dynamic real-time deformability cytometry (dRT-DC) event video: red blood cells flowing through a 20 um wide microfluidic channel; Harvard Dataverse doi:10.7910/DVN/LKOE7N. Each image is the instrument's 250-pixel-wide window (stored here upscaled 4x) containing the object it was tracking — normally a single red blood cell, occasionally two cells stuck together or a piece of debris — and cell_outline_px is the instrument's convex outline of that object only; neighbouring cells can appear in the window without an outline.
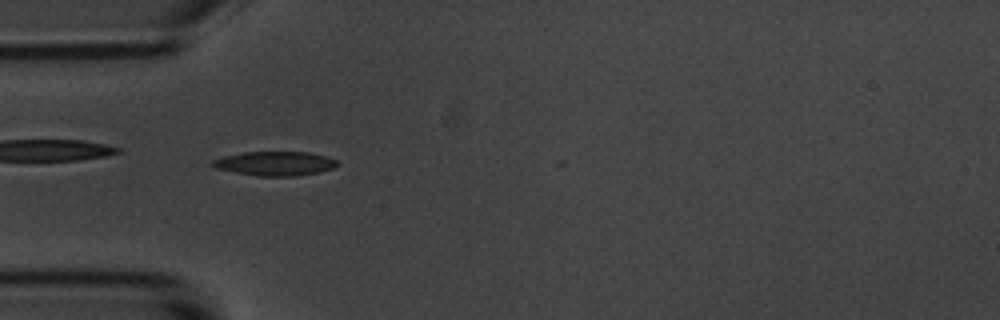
{"species": "common noctule bat (a hibernating species)", "species_latin": "Nyctalus noctula", "temperature_condition": "room temperature", "stored_images_in_passage": 28, "camera_frame_rate_fps": 3000, "um_per_image_px": 0.085, "animal": {"sex": "male", "body_mass_g": 20.1, "forearm_length_mm": 53.5}, "frame": {"image": 1, "passage_image": 5, "time_ms": 1.333, "image_size_px": [1000, 320], "cell_outline_px": [[336, 164], [332, 168], [320, 172], [296, 176], [260, 176], [236, 172], [216, 168], [212, 164], [212, 160], [224, 156], [244, 152], [308, 152], [324, 156], [336, 160]], "centroid_in_image_um": [23.36, 13.9], "position_along_channel_um": 61.6, "area_um2": 17.28}}
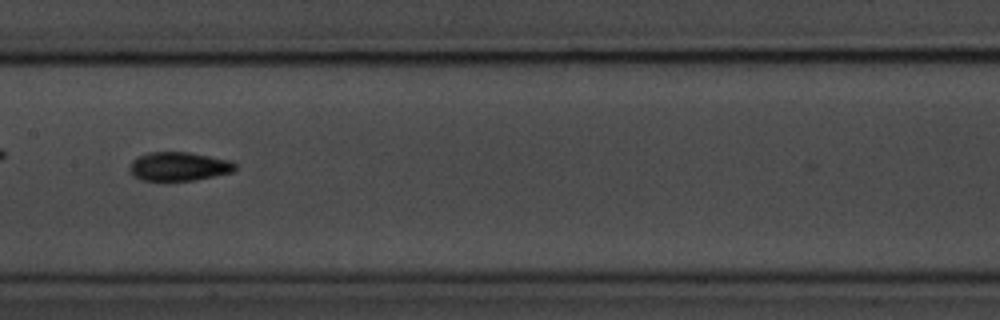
{"frame": {"image": 2, "passage_image": 16, "time_ms": 5.0, "image_size_px": [1000, 320], "cell_outline_px": [[236, 168], [232, 172], [192, 180], [144, 180], [136, 176], [128, 168], [132, 160], [148, 152], [188, 152], [232, 160], [236, 164]], "centroid_in_image_um": [15.23, 14.13], "position_along_channel_um": 192.2, "area_um2": 17.46}}